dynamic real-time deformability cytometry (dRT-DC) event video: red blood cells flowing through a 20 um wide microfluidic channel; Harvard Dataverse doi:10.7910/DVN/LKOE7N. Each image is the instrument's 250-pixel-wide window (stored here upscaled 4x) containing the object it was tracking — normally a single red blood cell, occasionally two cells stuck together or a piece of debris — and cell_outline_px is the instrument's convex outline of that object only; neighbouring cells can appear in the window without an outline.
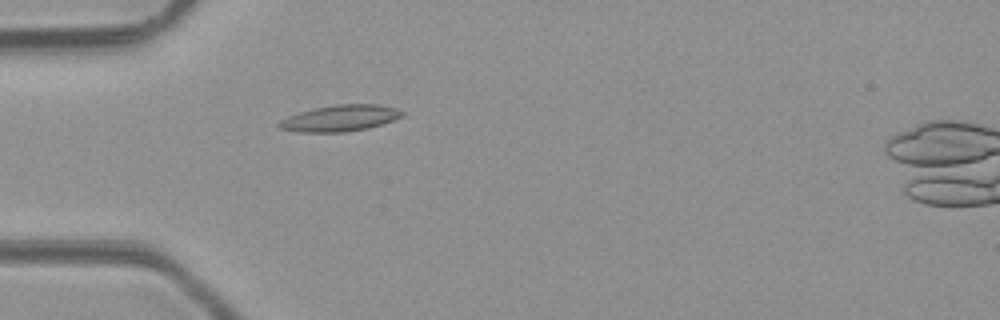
{"species": "common noctule bat (a hibernating species)", "species_latin": "Nyctalus noctula", "temperature_condition": "room temperature", "stored_images_in_passage": 1, "camera_frame_rate_fps": 3000, "um_per_image_px": 0.085, "animal": {"sex": "male", "body_mass_g": 23.1, "forearm_length_mm": 52.7}, "frame": {"image": 1, "passage_image": 1, "time_ms": 0.0, "image_size_px": [1000, 320], "cell_outline_px": [[404, 116], [368, 128], [344, 132], [300, 132], [280, 128], [276, 124], [280, 120], [288, 116], [300, 112], [316, 108], [336, 104], [376, 104], [396, 108], [404, 112]], "centroid_in_image_um": [28.9, 10.04], "position_along_channel_um": 56.1, "area_um2": 18.67}}